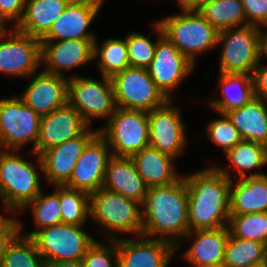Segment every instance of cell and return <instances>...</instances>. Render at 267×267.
Wrapping results in <instances>:
<instances>
[{
	"mask_svg": "<svg viewBox=\"0 0 267 267\" xmlns=\"http://www.w3.org/2000/svg\"><path fill=\"white\" fill-rule=\"evenodd\" d=\"M141 207V203L103 187L90 194V216L108 229V240L118 238L112 232L142 235Z\"/></svg>",
	"mask_w": 267,
	"mask_h": 267,
	"instance_id": "cell-5",
	"label": "cell"
},
{
	"mask_svg": "<svg viewBox=\"0 0 267 267\" xmlns=\"http://www.w3.org/2000/svg\"><path fill=\"white\" fill-rule=\"evenodd\" d=\"M68 81L65 76L39 72L20 98L39 116L48 115L68 103Z\"/></svg>",
	"mask_w": 267,
	"mask_h": 267,
	"instance_id": "cell-21",
	"label": "cell"
},
{
	"mask_svg": "<svg viewBox=\"0 0 267 267\" xmlns=\"http://www.w3.org/2000/svg\"><path fill=\"white\" fill-rule=\"evenodd\" d=\"M135 238L138 240L116 239L118 267H167L177 250L175 245L158 237L148 239L140 235Z\"/></svg>",
	"mask_w": 267,
	"mask_h": 267,
	"instance_id": "cell-18",
	"label": "cell"
},
{
	"mask_svg": "<svg viewBox=\"0 0 267 267\" xmlns=\"http://www.w3.org/2000/svg\"><path fill=\"white\" fill-rule=\"evenodd\" d=\"M22 224L15 218L0 215V267L3 266L7 247L12 240L20 234Z\"/></svg>",
	"mask_w": 267,
	"mask_h": 267,
	"instance_id": "cell-40",
	"label": "cell"
},
{
	"mask_svg": "<svg viewBox=\"0 0 267 267\" xmlns=\"http://www.w3.org/2000/svg\"><path fill=\"white\" fill-rule=\"evenodd\" d=\"M246 267H267V260H264L262 262H256Z\"/></svg>",
	"mask_w": 267,
	"mask_h": 267,
	"instance_id": "cell-47",
	"label": "cell"
},
{
	"mask_svg": "<svg viewBox=\"0 0 267 267\" xmlns=\"http://www.w3.org/2000/svg\"><path fill=\"white\" fill-rule=\"evenodd\" d=\"M109 243L111 244L108 247L107 245H104L101 242L95 241L88 248L85 256L82 258L83 266L118 267V251H117L116 239L109 240Z\"/></svg>",
	"mask_w": 267,
	"mask_h": 267,
	"instance_id": "cell-39",
	"label": "cell"
},
{
	"mask_svg": "<svg viewBox=\"0 0 267 267\" xmlns=\"http://www.w3.org/2000/svg\"><path fill=\"white\" fill-rule=\"evenodd\" d=\"M266 102L254 97L247 104L226 113L239 131L242 140L260 143L267 147Z\"/></svg>",
	"mask_w": 267,
	"mask_h": 267,
	"instance_id": "cell-27",
	"label": "cell"
},
{
	"mask_svg": "<svg viewBox=\"0 0 267 267\" xmlns=\"http://www.w3.org/2000/svg\"><path fill=\"white\" fill-rule=\"evenodd\" d=\"M258 64L252 74L254 95L267 102V66Z\"/></svg>",
	"mask_w": 267,
	"mask_h": 267,
	"instance_id": "cell-43",
	"label": "cell"
},
{
	"mask_svg": "<svg viewBox=\"0 0 267 267\" xmlns=\"http://www.w3.org/2000/svg\"><path fill=\"white\" fill-rule=\"evenodd\" d=\"M230 172L212 166L184 177L188 188L189 230L227 226L230 212Z\"/></svg>",
	"mask_w": 267,
	"mask_h": 267,
	"instance_id": "cell-1",
	"label": "cell"
},
{
	"mask_svg": "<svg viewBox=\"0 0 267 267\" xmlns=\"http://www.w3.org/2000/svg\"><path fill=\"white\" fill-rule=\"evenodd\" d=\"M260 32L261 27L254 25L219 32L217 45H223L220 73L253 74L261 60Z\"/></svg>",
	"mask_w": 267,
	"mask_h": 267,
	"instance_id": "cell-8",
	"label": "cell"
},
{
	"mask_svg": "<svg viewBox=\"0 0 267 267\" xmlns=\"http://www.w3.org/2000/svg\"><path fill=\"white\" fill-rule=\"evenodd\" d=\"M89 127L80 113L67 103L41 117L39 138L33 152L41 156L46 150L82 135Z\"/></svg>",
	"mask_w": 267,
	"mask_h": 267,
	"instance_id": "cell-17",
	"label": "cell"
},
{
	"mask_svg": "<svg viewBox=\"0 0 267 267\" xmlns=\"http://www.w3.org/2000/svg\"><path fill=\"white\" fill-rule=\"evenodd\" d=\"M142 208V235L148 238L157 235L158 239L179 248V237H186L190 232L188 188L184 177L169 185L149 187Z\"/></svg>",
	"mask_w": 267,
	"mask_h": 267,
	"instance_id": "cell-2",
	"label": "cell"
},
{
	"mask_svg": "<svg viewBox=\"0 0 267 267\" xmlns=\"http://www.w3.org/2000/svg\"><path fill=\"white\" fill-rule=\"evenodd\" d=\"M219 78L223 98L209 102L218 114L238 109L255 97L252 75L220 73Z\"/></svg>",
	"mask_w": 267,
	"mask_h": 267,
	"instance_id": "cell-28",
	"label": "cell"
},
{
	"mask_svg": "<svg viewBox=\"0 0 267 267\" xmlns=\"http://www.w3.org/2000/svg\"><path fill=\"white\" fill-rule=\"evenodd\" d=\"M104 0H71L63 14L40 41L95 39L87 31Z\"/></svg>",
	"mask_w": 267,
	"mask_h": 267,
	"instance_id": "cell-19",
	"label": "cell"
},
{
	"mask_svg": "<svg viewBox=\"0 0 267 267\" xmlns=\"http://www.w3.org/2000/svg\"><path fill=\"white\" fill-rule=\"evenodd\" d=\"M96 39L41 41V62L46 63L44 72L64 76L62 70H71L94 60ZM54 43V44H53Z\"/></svg>",
	"mask_w": 267,
	"mask_h": 267,
	"instance_id": "cell-20",
	"label": "cell"
},
{
	"mask_svg": "<svg viewBox=\"0 0 267 267\" xmlns=\"http://www.w3.org/2000/svg\"><path fill=\"white\" fill-rule=\"evenodd\" d=\"M111 80L117 108L150 112L169 100L156 86L147 69L128 67Z\"/></svg>",
	"mask_w": 267,
	"mask_h": 267,
	"instance_id": "cell-9",
	"label": "cell"
},
{
	"mask_svg": "<svg viewBox=\"0 0 267 267\" xmlns=\"http://www.w3.org/2000/svg\"><path fill=\"white\" fill-rule=\"evenodd\" d=\"M71 0H26L24 14L15 28L42 39L63 14Z\"/></svg>",
	"mask_w": 267,
	"mask_h": 267,
	"instance_id": "cell-25",
	"label": "cell"
},
{
	"mask_svg": "<svg viewBox=\"0 0 267 267\" xmlns=\"http://www.w3.org/2000/svg\"><path fill=\"white\" fill-rule=\"evenodd\" d=\"M181 9L158 22L163 34L195 65L197 54L217 46L219 32L196 8Z\"/></svg>",
	"mask_w": 267,
	"mask_h": 267,
	"instance_id": "cell-4",
	"label": "cell"
},
{
	"mask_svg": "<svg viewBox=\"0 0 267 267\" xmlns=\"http://www.w3.org/2000/svg\"><path fill=\"white\" fill-rule=\"evenodd\" d=\"M130 67L147 69L154 58L157 41L140 33H130L126 38Z\"/></svg>",
	"mask_w": 267,
	"mask_h": 267,
	"instance_id": "cell-37",
	"label": "cell"
},
{
	"mask_svg": "<svg viewBox=\"0 0 267 267\" xmlns=\"http://www.w3.org/2000/svg\"><path fill=\"white\" fill-rule=\"evenodd\" d=\"M202 1L205 0H178L181 8H196Z\"/></svg>",
	"mask_w": 267,
	"mask_h": 267,
	"instance_id": "cell-46",
	"label": "cell"
},
{
	"mask_svg": "<svg viewBox=\"0 0 267 267\" xmlns=\"http://www.w3.org/2000/svg\"><path fill=\"white\" fill-rule=\"evenodd\" d=\"M159 33L154 58L147 70L156 86L171 99L169 94L194 69V64L163 34L161 24L153 25Z\"/></svg>",
	"mask_w": 267,
	"mask_h": 267,
	"instance_id": "cell-13",
	"label": "cell"
},
{
	"mask_svg": "<svg viewBox=\"0 0 267 267\" xmlns=\"http://www.w3.org/2000/svg\"><path fill=\"white\" fill-rule=\"evenodd\" d=\"M45 267H84L82 261H59L45 263Z\"/></svg>",
	"mask_w": 267,
	"mask_h": 267,
	"instance_id": "cell-44",
	"label": "cell"
},
{
	"mask_svg": "<svg viewBox=\"0 0 267 267\" xmlns=\"http://www.w3.org/2000/svg\"><path fill=\"white\" fill-rule=\"evenodd\" d=\"M102 187L141 204L148 190L132 158L115 155L109 159Z\"/></svg>",
	"mask_w": 267,
	"mask_h": 267,
	"instance_id": "cell-23",
	"label": "cell"
},
{
	"mask_svg": "<svg viewBox=\"0 0 267 267\" xmlns=\"http://www.w3.org/2000/svg\"><path fill=\"white\" fill-rule=\"evenodd\" d=\"M260 56L262 59V56L267 57V31L263 32L261 30L260 32Z\"/></svg>",
	"mask_w": 267,
	"mask_h": 267,
	"instance_id": "cell-45",
	"label": "cell"
},
{
	"mask_svg": "<svg viewBox=\"0 0 267 267\" xmlns=\"http://www.w3.org/2000/svg\"><path fill=\"white\" fill-rule=\"evenodd\" d=\"M225 158L238 169L239 179L246 178L245 171L267 165V147L260 143L241 140L226 153Z\"/></svg>",
	"mask_w": 267,
	"mask_h": 267,
	"instance_id": "cell-32",
	"label": "cell"
},
{
	"mask_svg": "<svg viewBox=\"0 0 267 267\" xmlns=\"http://www.w3.org/2000/svg\"><path fill=\"white\" fill-rule=\"evenodd\" d=\"M194 235L195 241L183 257L193 267H221L225 257V248L229 239L228 226L214 229L190 231L186 236Z\"/></svg>",
	"mask_w": 267,
	"mask_h": 267,
	"instance_id": "cell-22",
	"label": "cell"
},
{
	"mask_svg": "<svg viewBox=\"0 0 267 267\" xmlns=\"http://www.w3.org/2000/svg\"><path fill=\"white\" fill-rule=\"evenodd\" d=\"M196 10L218 31L247 26L241 0H205Z\"/></svg>",
	"mask_w": 267,
	"mask_h": 267,
	"instance_id": "cell-29",
	"label": "cell"
},
{
	"mask_svg": "<svg viewBox=\"0 0 267 267\" xmlns=\"http://www.w3.org/2000/svg\"><path fill=\"white\" fill-rule=\"evenodd\" d=\"M107 141L98 133L84 148L65 186L92 194L103 186L110 153Z\"/></svg>",
	"mask_w": 267,
	"mask_h": 267,
	"instance_id": "cell-15",
	"label": "cell"
},
{
	"mask_svg": "<svg viewBox=\"0 0 267 267\" xmlns=\"http://www.w3.org/2000/svg\"><path fill=\"white\" fill-rule=\"evenodd\" d=\"M23 236L31 237L45 263L82 261L88 248L96 241L81 226L61 223Z\"/></svg>",
	"mask_w": 267,
	"mask_h": 267,
	"instance_id": "cell-6",
	"label": "cell"
},
{
	"mask_svg": "<svg viewBox=\"0 0 267 267\" xmlns=\"http://www.w3.org/2000/svg\"><path fill=\"white\" fill-rule=\"evenodd\" d=\"M99 134L112 148V155L131 157L149 146L148 112L117 108Z\"/></svg>",
	"mask_w": 267,
	"mask_h": 267,
	"instance_id": "cell-7",
	"label": "cell"
},
{
	"mask_svg": "<svg viewBox=\"0 0 267 267\" xmlns=\"http://www.w3.org/2000/svg\"><path fill=\"white\" fill-rule=\"evenodd\" d=\"M97 40L94 42V58L98 57L99 70L104 77L114 75L130 67L126 39H107L99 49Z\"/></svg>",
	"mask_w": 267,
	"mask_h": 267,
	"instance_id": "cell-31",
	"label": "cell"
},
{
	"mask_svg": "<svg viewBox=\"0 0 267 267\" xmlns=\"http://www.w3.org/2000/svg\"><path fill=\"white\" fill-rule=\"evenodd\" d=\"M2 267H45L31 237L17 235L7 247Z\"/></svg>",
	"mask_w": 267,
	"mask_h": 267,
	"instance_id": "cell-34",
	"label": "cell"
},
{
	"mask_svg": "<svg viewBox=\"0 0 267 267\" xmlns=\"http://www.w3.org/2000/svg\"><path fill=\"white\" fill-rule=\"evenodd\" d=\"M90 129L89 127L82 135L46 150L41 156L31 152L36 155L41 172L51 184L65 185L69 181L84 148L99 133V130Z\"/></svg>",
	"mask_w": 267,
	"mask_h": 267,
	"instance_id": "cell-16",
	"label": "cell"
},
{
	"mask_svg": "<svg viewBox=\"0 0 267 267\" xmlns=\"http://www.w3.org/2000/svg\"><path fill=\"white\" fill-rule=\"evenodd\" d=\"M231 215L267 212V174L254 172L230 184Z\"/></svg>",
	"mask_w": 267,
	"mask_h": 267,
	"instance_id": "cell-24",
	"label": "cell"
},
{
	"mask_svg": "<svg viewBox=\"0 0 267 267\" xmlns=\"http://www.w3.org/2000/svg\"><path fill=\"white\" fill-rule=\"evenodd\" d=\"M227 226L234 237L267 245V212L231 215Z\"/></svg>",
	"mask_w": 267,
	"mask_h": 267,
	"instance_id": "cell-35",
	"label": "cell"
},
{
	"mask_svg": "<svg viewBox=\"0 0 267 267\" xmlns=\"http://www.w3.org/2000/svg\"><path fill=\"white\" fill-rule=\"evenodd\" d=\"M247 25L267 28V0H241Z\"/></svg>",
	"mask_w": 267,
	"mask_h": 267,
	"instance_id": "cell-41",
	"label": "cell"
},
{
	"mask_svg": "<svg viewBox=\"0 0 267 267\" xmlns=\"http://www.w3.org/2000/svg\"><path fill=\"white\" fill-rule=\"evenodd\" d=\"M172 102L169 99L148 112L149 145L175 159L183 153L187 142L180 111L172 106Z\"/></svg>",
	"mask_w": 267,
	"mask_h": 267,
	"instance_id": "cell-14",
	"label": "cell"
},
{
	"mask_svg": "<svg viewBox=\"0 0 267 267\" xmlns=\"http://www.w3.org/2000/svg\"><path fill=\"white\" fill-rule=\"evenodd\" d=\"M11 28L4 27L0 31V72L31 77L42 63L41 41Z\"/></svg>",
	"mask_w": 267,
	"mask_h": 267,
	"instance_id": "cell-12",
	"label": "cell"
},
{
	"mask_svg": "<svg viewBox=\"0 0 267 267\" xmlns=\"http://www.w3.org/2000/svg\"><path fill=\"white\" fill-rule=\"evenodd\" d=\"M62 223L81 226L90 216V194L59 185Z\"/></svg>",
	"mask_w": 267,
	"mask_h": 267,
	"instance_id": "cell-33",
	"label": "cell"
},
{
	"mask_svg": "<svg viewBox=\"0 0 267 267\" xmlns=\"http://www.w3.org/2000/svg\"><path fill=\"white\" fill-rule=\"evenodd\" d=\"M221 115L223 118L210 122L207 127V136L210 141L215 143L217 146L222 147L223 152L226 154L237 143H239L242 138L228 116L226 114Z\"/></svg>",
	"mask_w": 267,
	"mask_h": 267,
	"instance_id": "cell-38",
	"label": "cell"
},
{
	"mask_svg": "<svg viewBox=\"0 0 267 267\" xmlns=\"http://www.w3.org/2000/svg\"><path fill=\"white\" fill-rule=\"evenodd\" d=\"M264 260H267V245L229 235L223 267H246Z\"/></svg>",
	"mask_w": 267,
	"mask_h": 267,
	"instance_id": "cell-30",
	"label": "cell"
},
{
	"mask_svg": "<svg viewBox=\"0 0 267 267\" xmlns=\"http://www.w3.org/2000/svg\"><path fill=\"white\" fill-rule=\"evenodd\" d=\"M41 116L20 97L0 99V145L18 150L33 141L32 152L40 133ZM23 145V146H22Z\"/></svg>",
	"mask_w": 267,
	"mask_h": 267,
	"instance_id": "cell-11",
	"label": "cell"
},
{
	"mask_svg": "<svg viewBox=\"0 0 267 267\" xmlns=\"http://www.w3.org/2000/svg\"><path fill=\"white\" fill-rule=\"evenodd\" d=\"M68 103L90 125L92 118H109L117 109L111 78L102 75V81L71 76L68 81Z\"/></svg>",
	"mask_w": 267,
	"mask_h": 267,
	"instance_id": "cell-10",
	"label": "cell"
},
{
	"mask_svg": "<svg viewBox=\"0 0 267 267\" xmlns=\"http://www.w3.org/2000/svg\"><path fill=\"white\" fill-rule=\"evenodd\" d=\"M15 150L0 152V198L10 214L33 201L41 192V183L34 163L15 155Z\"/></svg>",
	"mask_w": 267,
	"mask_h": 267,
	"instance_id": "cell-3",
	"label": "cell"
},
{
	"mask_svg": "<svg viewBox=\"0 0 267 267\" xmlns=\"http://www.w3.org/2000/svg\"><path fill=\"white\" fill-rule=\"evenodd\" d=\"M26 0H0V25L4 28L5 21L15 20L14 27L21 21Z\"/></svg>",
	"mask_w": 267,
	"mask_h": 267,
	"instance_id": "cell-42",
	"label": "cell"
},
{
	"mask_svg": "<svg viewBox=\"0 0 267 267\" xmlns=\"http://www.w3.org/2000/svg\"><path fill=\"white\" fill-rule=\"evenodd\" d=\"M131 158L148 188L169 185L180 178L173 166L174 158L150 145L132 155Z\"/></svg>",
	"mask_w": 267,
	"mask_h": 267,
	"instance_id": "cell-26",
	"label": "cell"
},
{
	"mask_svg": "<svg viewBox=\"0 0 267 267\" xmlns=\"http://www.w3.org/2000/svg\"><path fill=\"white\" fill-rule=\"evenodd\" d=\"M54 193L43 195L40 192L36 198L28 203L31 206L34 222L39 230L62 223L61 206L59 203V185Z\"/></svg>",
	"mask_w": 267,
	"mask_h": 267,
	"instance_id": "cell-36",
	"label": "cell"
}]
</instances>
